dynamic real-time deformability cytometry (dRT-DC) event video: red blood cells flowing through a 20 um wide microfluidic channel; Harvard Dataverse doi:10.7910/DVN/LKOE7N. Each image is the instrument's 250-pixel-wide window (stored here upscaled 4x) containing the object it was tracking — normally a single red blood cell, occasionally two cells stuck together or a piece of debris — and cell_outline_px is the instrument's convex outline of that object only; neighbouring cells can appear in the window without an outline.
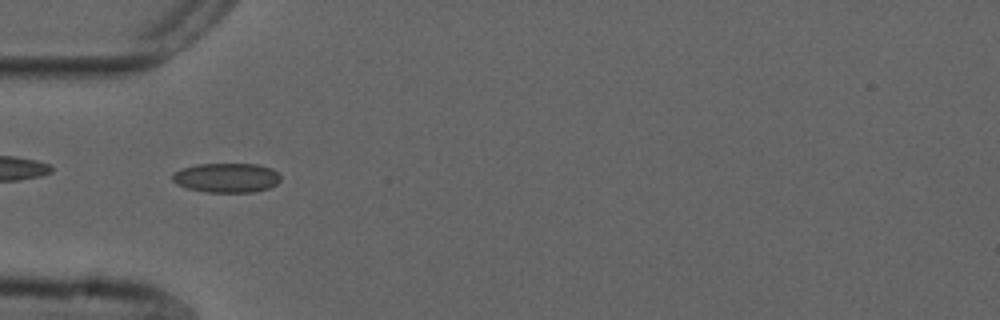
{"species": "common noctule bat (a hibernating species)", "species_latin": "Nyctalus noctula", "temperature_condition": "cold", "stored_images_in_passage": 54, "camera_frame_rate_fps": 3000, "um_per_image_px": 0.085, "animal": {"sex": "male", "forearm_length_mm": 52.5}, "frame": {"image": 1, "passage_image": 16, "time_ms": 5.0, "image_size_px": [1000, 320], "cell_outline_px": [[280, 180], [276, 184], [268, 188], [252, 192], [208, 192], [188, 188], [176, 184], [172, 180], [172, 172], [180, 168], [196, 164], [256, 164], [272, 168], [280, 176]], "centroid_in_image_um": [19.22, 15.1], "position_along_channel_um": 65.8, "area_um2": 18.61}, "authors_computed_cell_mechanics": {"area_um2": 17.629, "velocity_mm_per_s": 3.7056, "shape_relaxation_time_tau1_ms": null, "shape_relaxation_time_tau2_ms": 2.2463, "deformation_change_tau1": null, "deformation_change_tau2": 0.0686}}